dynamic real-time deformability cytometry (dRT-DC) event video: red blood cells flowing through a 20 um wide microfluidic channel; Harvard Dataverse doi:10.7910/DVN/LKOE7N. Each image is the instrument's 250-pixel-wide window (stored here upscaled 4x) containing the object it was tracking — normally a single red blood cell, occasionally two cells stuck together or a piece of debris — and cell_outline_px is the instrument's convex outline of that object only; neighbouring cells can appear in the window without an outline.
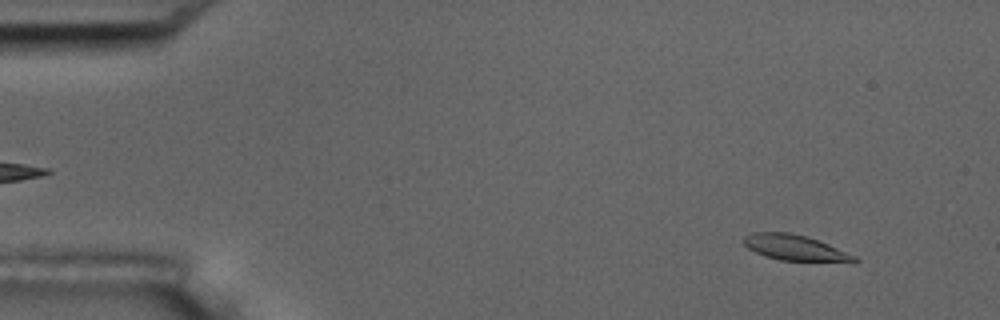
{"species": "common noctule bat (a hibernating species)", "species_latin": "Nyctalus noctula", "temperature_condition": "room temperature", "stored_images_in_passage": 55, "camera_frame_rate_fps": 3000, "um_per_image_px": 0.085, "animal": {"sex": "male", "body_mass_g": 17.5, "forearm_length_mm": 52.3}, "frame": {"image": 1, "passage_image": 5, "time_ms": 1.333, "image_size_px": [1000, 320], "cell_outline_px": [[860, 260], [856, 264], [780, 260], [764, 256], [748, 248], [744, 244], [744, 236], [752, 232], [788, 232], [808, 236], [828, 244], [856, 256]], "centroid_in_image_um": [67.68, 21.09], "position_along_channel_um": 17.3, "area_um2": 17.11}}
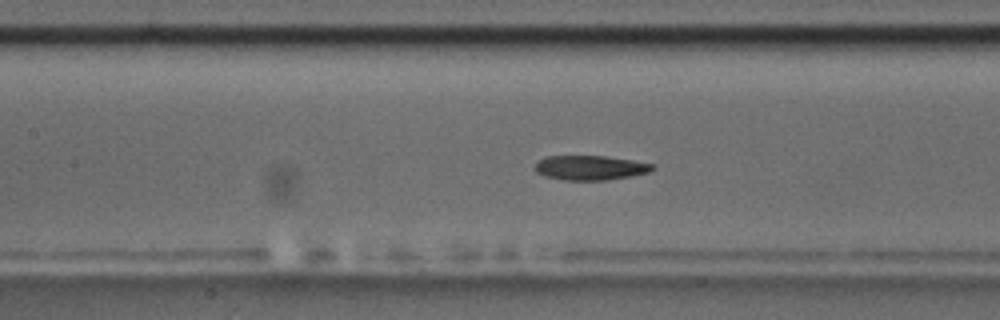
{"frame": {"image": 2, "passage_image": 25, "time_ms": 8.0, "image_size_px": [1000, 320], "cell_outline_px": [[656, 168], [648, 172], [632, 176], [608, 180], [564, 180], [544, 176], [536, 172], [532, 168], [544, 156], [604, 156], [632, 160], [656, 164]], "centroid_in_image_um": [50.18, 14.26], "position_along_channel_um": 157.2, "area_um2": 16.99}}
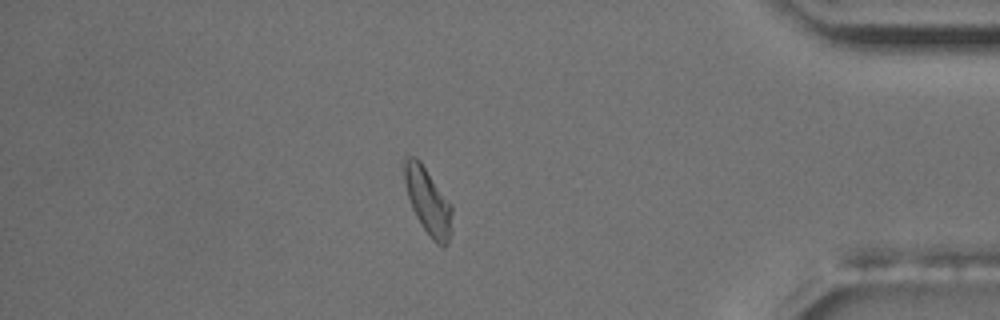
{"frame": {"image": 3, "passage_image": 48, "time_ms": 15.667, "image_size_px": [1000, 320], "cell_outline_px": [[452, 232], [448, 244], [444, 248], [436, 244], [432, 240], [416, 216], [412, 208], [408, 196], [404, 180], [404, 156], [416, 156], [420, 160], [452, 204]], "centroid_in_image_um": [36.4, 17.12], "position_along_channel_um": 398.8, "area_um2": 18.79}, "authors_computed_cell_mechanics": {"area_um2": 17.629, "velocity_mm_per_s": 3.6195, "shape_relaxation_time_tau1_ms": 6.4365, "shape_relaxation_time_tau2_ms": 7.0749, "deformation_change_tau1": 0.1645, "deformation_change_tau2": 0.1494}}